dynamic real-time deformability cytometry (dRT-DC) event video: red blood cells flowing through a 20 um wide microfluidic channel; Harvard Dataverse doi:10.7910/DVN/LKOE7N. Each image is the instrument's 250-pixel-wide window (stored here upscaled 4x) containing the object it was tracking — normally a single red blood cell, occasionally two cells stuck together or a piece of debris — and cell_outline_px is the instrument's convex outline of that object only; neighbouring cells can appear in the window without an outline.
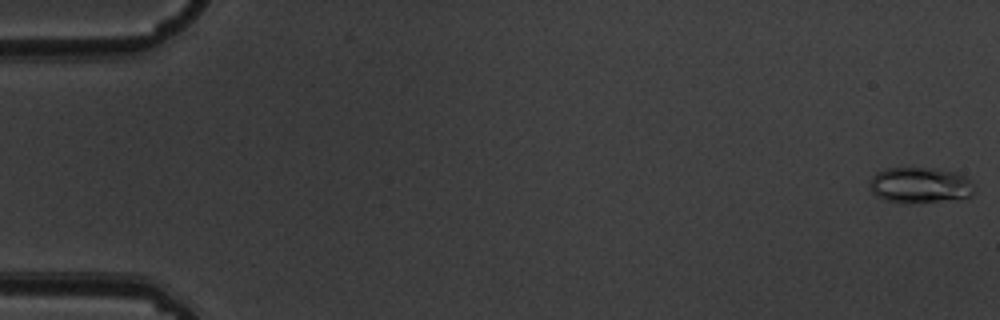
{"species": "common noctule bat (a hibernating species)", "species_latin": "Nyctalus noctula", "temperature_condition": "warm", "stored_images_in_passage": 7, "camera_frame_rate_fps": 3000, "um_per_image_px": 0.085, "animal": {"sex": "male", "body_mass_g": 19.5, "forearm_length_mm": 54.6}, "frame": {"image": 1, "passage_image": 1, "time_ms": 0.0, "image_size_px": [1000, 320], "cell_outline_px": [[976, 192], [972, 196], [960, 200], [904, 204], [884, 200], [876, 196], [872, 192], [868, 180], [876, 172], [884, 168], [936, 168], [956, 172], [964, 176], [976, 188]], "centroid_in_image_um": [78.22, 15.76], "position_along_channel_um": 6.8, "area_um2": 22.6}}
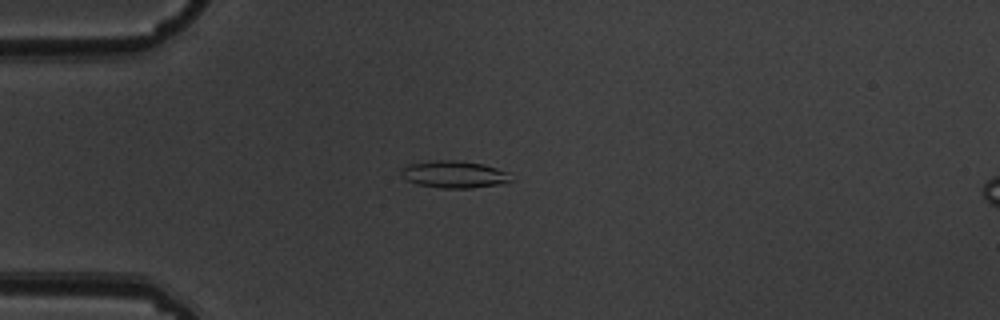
{"frame": {"image": 2, "passage_image": 5, "time_ms": 1.333, "image_size_px": [1000, 320], "cell_outline_px": [[512, 180], [508, 184], [472, 188], [440, 188], [416, 184], [400, 176], [400, 168], [408, 164], [428, 160], [460, 160], [484, 164], [508, 172]], "centroid_in_image_um": [38.6, 14.82], "position_along_channel_um": 46.4, "area_um2": 17.86}}